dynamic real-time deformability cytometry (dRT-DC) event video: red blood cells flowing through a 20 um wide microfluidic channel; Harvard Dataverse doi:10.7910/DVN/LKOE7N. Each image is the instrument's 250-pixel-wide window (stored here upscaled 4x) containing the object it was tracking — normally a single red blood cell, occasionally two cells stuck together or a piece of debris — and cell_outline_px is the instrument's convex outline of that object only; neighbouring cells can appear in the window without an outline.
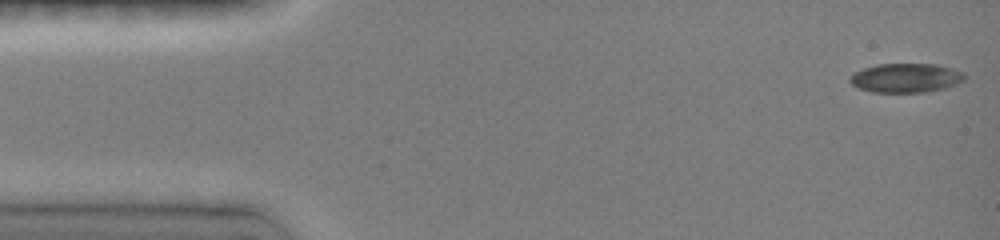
{"species": "common noctule bat (a hibernating species)", "species_latin": "Nyctalus noctula", "temperature_condition": "room temperature", "stored_images_in_passage": 60, "camera_frame_rate_fps": 3000, "um_per_image_px": 0.085, "animal": {"sex": "female", "body_mass_g": 19.0, "forearm_length_mm": 51.5}, "frame": {"image": 1, "passage_image": 1, "time_ms": 0.0, "image_size_px": [1000, 240], "cell_outline_px": [[968, 76], [964, 80], [956, 84], [944, 88], [928, 92], [872, 92], [860, 88], [852, 84], [848, 80], [848, 76], [864, 68], [876, 64], [936, 64], [952, 68], [964, 72]], "centroid_in_image_um": [77.02, 6.62], "position_along_channel_um": 8.0, "area_um2": 19.59}}
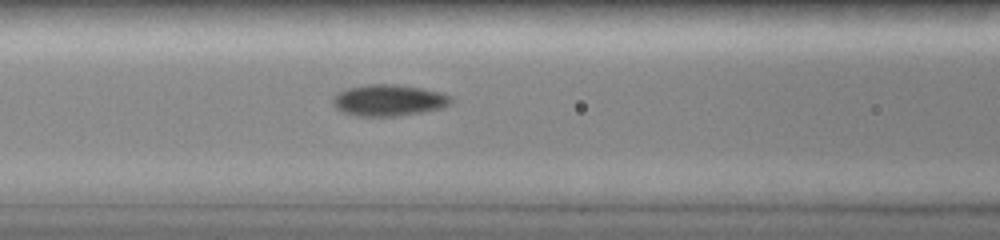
{"frame": {"image": 2, "passage_image": 19, "time_ms": 6.0, "image_size_px": [1000, 240], "cell_outline_px": [[452, 100], [444, 108], [424, 112], [400, 116], [356, 116], [344, 112], [336, 108], [332, 100], [340, 92], [348, 88], [372, 84], [392, 84], [420, 88], [440, 92], [448, 96]], "centroid_in_image_um": [33.06, 8.54], "position_along_channel_um": 133.5, "area_um2": 21.33}}
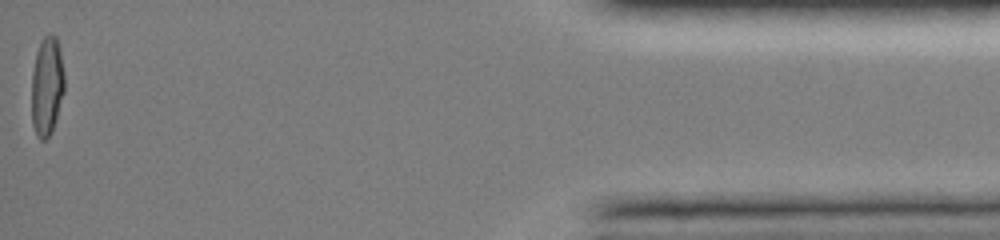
{"frame": {"image": 3, "passage_image": 60, "time_ms": 15.333, "image_size_px": [1000, 240], "cell_outline_px": [[64, 92], [56, 120], [52, 132], [44, 140], [40, 140], [36, 136], [32, 124], [32, 72], [36, 52], [40, 40], [48, 32], [52, 32], [56, 36], [60, 52], [64, 72]], "centroid_in_image_um": [3.99, 7.3], "position_along_channel_um": 431.2, "area_um2": 19.25}, "authors_computed_cell_mechanics": {"area_um2": 19.7098, "velocity_mm_per_s": 4.0398, "shape_relaxation_time_tau1_ms": 5.7063, "shape_relaxation_time_tau2_ms": 2.4321, "deformation_change_tau1": 0.1792, "deformation_change_tau2": 0.048}}